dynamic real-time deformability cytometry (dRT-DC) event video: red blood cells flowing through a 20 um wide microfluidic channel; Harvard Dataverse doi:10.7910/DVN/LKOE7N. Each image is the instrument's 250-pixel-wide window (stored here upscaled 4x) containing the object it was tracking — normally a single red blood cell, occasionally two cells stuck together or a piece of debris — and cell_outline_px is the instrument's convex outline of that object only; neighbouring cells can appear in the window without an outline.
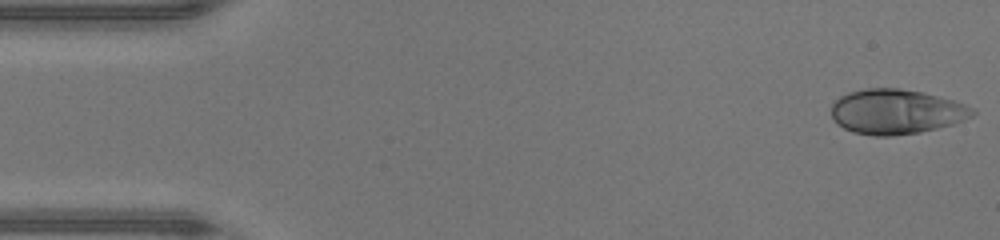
{"species": "human", "species_latin": "Homo sapiens", "temperature_condition": "warm", "stored_images_in_passage": 45, "camera_frame_rate_fps": 3000, "um_per_image_px": 0.085, "donor": {"sex": "male"}, "frame": {"image": 1, "passage_image": 1, "time_ms": 0.0, "image_size_px": [1000, 240], "cell_outline_px": [[976, 112], [972, 116], [964, 120], [952, 124], [920, 132], [892, 136], [876, 136], [852, 132], [844, 128], [832, 116], [832, 104], [840, 96], [848, 92], [868, 88], [900, 88], [920, 92], [952, 100], [964, 104], [972, 108]], "centroid_in_image_um": [76.17, 9.49], "position_along_channel_um": 8.8, "area_um2": 36.53}}
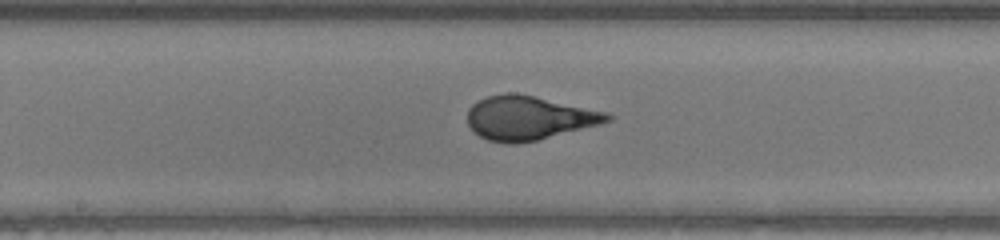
{"frame": {"image": 2, "passage_image": 23, "time_ms": 7.333, "image_size_px": [1000, 240], "cell_outline_px": [[612, 120], [600, 124], [536, 140], [516, 144], [504, 144], [488, 140], [472, 132], [468, 124], [468, 108], [472, 104], [488, 96], [504, 92], [516, 92], [608, 112], [612, 116]], "centroid_in_image_um": [44.92, 10.02], "position_along_channel_um": 203.3, "area_um2": 35.89}}
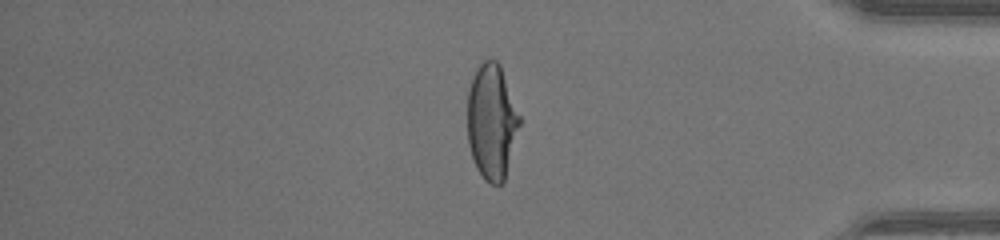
{"frame": {"image": 3, "passage_image": 38, "time_ms": 12.333, "image_size_px": [1000, 240], "cell_outline_px": [[520, 124], [504, 184], [492, 184], [484, 180], [476, 168], [468, 144], [468, 88], [472, 76], [476, 68], [484, 56], [496, 60], [500, 64], [520, 116]], "centroid_in_image_um": [41.79, 10.31], "position_along_channel_um": 393.4, "area_um2": 35.49}, "authors_computed_cell_mechanics": {"area_um2": 35.6048, "velocity_mm_per_s": 4.4557, "shape_relaxation_time_tau1_ms": 7.4573, "shape_relaxation_time_tau2_ms": null, "deformation_change_tau1": 0.3227, "deformation_change_tau2": null}}